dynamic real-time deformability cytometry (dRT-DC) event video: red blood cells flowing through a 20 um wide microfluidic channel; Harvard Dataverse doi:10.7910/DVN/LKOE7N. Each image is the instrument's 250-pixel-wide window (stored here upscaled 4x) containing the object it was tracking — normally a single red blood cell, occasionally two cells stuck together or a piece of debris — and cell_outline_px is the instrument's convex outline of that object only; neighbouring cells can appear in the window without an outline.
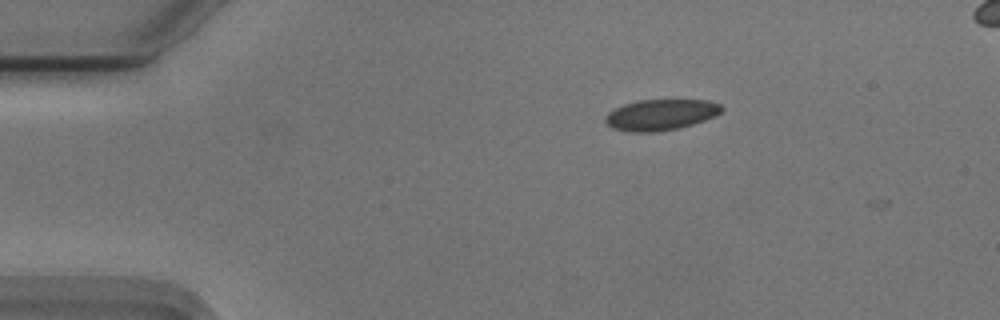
{"species": "Egyptian fruit bat (a non-hibernating species)", "species_latin": "Rousettus aegyptiacus", "temperature_condition": "cold", "stored_images_in_passage": 3, "camera_frame_rate_fps": 3000, "um_per_image_px": 0.085, "animal": {"sex": "male"}, "frame": {"image": 1, "passage_image": 2, "time_ms": 0.333, "image_size_px": [1000, 320], "cell_outline_px": [[724, 108], [716, 116], [692, 124], [676, 128], [652, 132], [628, 132], [612, 128], [604, 120], [608, 112], [624, 104], [640, 100], [708, 100], [720, 104]], "centroid_in_image_um": [56.16, 9.75], "position_along_channel_um": 28.8, "area_um2": 20.81}}